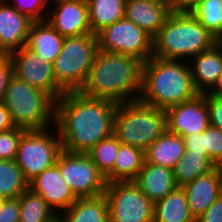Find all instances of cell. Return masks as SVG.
<instances>
[{
    "label": "cell",
    "mask_w": 222,
    "mask_h": 222,
    "mask_svg": "<svg viewBox=\"0 0 222 222\" xmlns=\"http://www.w3.org/2000/svg\"><path fill=\"white\" fill-rule=\"evenodd\" d=\"M63 222H109V207L104 194L77 198L66 210L59 213Z\"/></svg>",
    "instance_id": "23"
},
{
    "label": "cell",
    "mask_w": 222,
    "mask_h": 222,
    "mask_svg": "<svg viewBox=\"0 0 222 222\" xmlns=\"http://www.w3.org/2000/svg\"><path fill=\"white\" fill-rule=\"evenodd\" d=\"M144 163L145 151L120 143L113 170L105 177L107 183L134 181Z\"/></svg>",
    "instance_id": "25"
},
{
    "label": "cell",
    "mask_w": 222,
    "mask_h": 222,
    "mask_svg": "<svg viewBox=\"0 0 222 222\" xmlns=\"http://www.w3.org/2000/svg\"><path fill=\"white\" fill-rule=\"evenodd\" d=\"M13 76V67L8 55H0V102H3L5 91L10 78Z\"/></svg>",
    "instance_id": "37"
},
{
    "label": "cell",
    "mask_w": 222,
    "mask_h": 222,
    "mask_svg": "<svg viewBox=\"0 0 222 222\" xmlns=\"http://www.w3.org/2000/svg\"><path fill=\"white\" fill-rule=\"evenodd\" d=\"M28 188L29 182L16 161L0 159V195L6 199L18 198Z\"/></svg>",
    "instance_id": "29"
},
{
    "label": "cell",
    "mask_w": 222,
    "mask_h": 222,
    "mask_svg": "<svg viewBox=\"0 0 222 222\" xmlns=\"http://www.w3.org/2000/svg\"><path fill=\"white\" fill-rule=\"evenodd\" d=\"M29 188L44 198L47 204L58 214L68 209L77 197L61 177L59 167L55 164L29 182ZM59 210L57 212V210Z\"/></svg>",
    "instance_id": "16"
},
{
    "label": "cell",
    "mask_w": 222,
    "mask_h": 222,
    "mask_svg": "<svg viewBox=\"0 0 222 222\" xmlns=\"http://www.w3.org/2000/svg\"><path fill=\"white\" fill-rule=\"evenodd\" d=\"M20 203L19 197L6 199L0 206V222H19Z\"/></svg>",
    "instance_id": "36"
},
{
    "label": "cell",
    "mask_w": 222,
    "mask_h": 222,
    "mask_svg": "<svg viewBox=\"0 0 222 222\" xmlns=\"http://www.w3.org/2000/svg\"><path fill=\"white\" fill-rule=\"evenodd\" d=\"M208 94H212L217 97H222V73L220 74L217 82L215 83L214 87L210 89Z\"/></svg>",
    "instance_id": "42"
},
{
    "label": "cell",
    "mask_w": 222,
    "mask_h": 222,
    "mask_svg": "<svg viewBox=\"0 0 222 222\" xmlns=\"http://www.w3.org/2000/svg\"><path fill=\"white\" fill-rule=\"evenodd\" d=\"M120 142L112 134L99 141L87 154L91 157L98 170L106 177L114 167V161L118 153Z\"/></svg>",
    "instance_id": "31"
},
{
    "label": "cell",
    "mask_w": 222,
    "mask_h": 222,
    "mask_svg": "<svg viewBox=\"0 0 222 222\" xmlns=\"http://www.w3.org/2000/svg\"><path fill=\"white\" fill-rule=\"evenodd\" d=\"M171 11L170 0H126L124 17L154 37Z\"/></svg>",
    "instance_id": "18"
},
{
    "label": "cell",
    "mask_w": 222,
    "mask_h": 222,
    "mask_svg": "<svg viewBox=\"0 0 222 222\" xmlns=\"http://www.w3.org/2000/svg\"><path fill=\"white\" fill-rule=\"evenodd\" d=\"M182 188L186 193L190 213L196 220L222 194V167L217 166L211 172L197 177Z\"/></svg>",
    "instance_id": "17"
},
{
    "label": "cell",
    "mask_w": 222,
    "mask_h": 222,
    "mask_svg": "<svg viewBox=\"0 0 222 222\" xmlns=\"http://www.w3.org/2000/svg\"><path fill=\"white\" fill-rule=\"evenodd\" d=\"M13 67V75L31 87L48 93L55 101L64 93L56 84L52 63L26 45L8 55Z\"/></svg>",
    "instance_id": "12"
},
{
    "label": "cell",
    "mask_w": 222,
    "mask_h": 222,
    "mask_svg": "<svg viewBox=\"0 0 222 222\" xmlns=\"http://www.w3.org/2000/svg\"><path fill=\"white\" fill-rule=\"evenodd\" d=\"M99 50L133 56L143 63L153 56V37L125 17L97 34Z\"/></svg>",
    "instance_id": "10"
},
{
    "label": "cell",
    "mask_w": 222,
    "mask_h": 222,
    "mask_svg": "<svg viewBox=\"0 0 222 222\" xmlns=\"http://www.w3.org/2000/svg\"><path fill=\"white\" fill-rule=\"evenodd\" d=\"M3 104L17 128L28 131L47 129L52 123L54 126L55 100L14 75L8 82Z\"/></svg>",
    "instance_id": "6"
},
{
    "label": "cell",
    "mask_w": 222,
    "mask_h": 222,
    "mask_svg": "<svg viewBox=\"0 0 222 222\" xmlns=\"http://www.w3.org/2000/svg\"><path fill=\"white\" fill-rule=\"evenodd\" d=\"M166 130L181 137L202 133L210 126L206 93L165 110Z\"/></svg>",
    "instance_id": "13"
},
{
    "label": "cell",
    "mask_w": 222,
    "mask_h": 222,
    "mask_svg": "<svg viewBox=\"0 0 222 222\" xmlns=\"http://www.w3.org/2000/svg\"><path fill=\"white\" fill-rule=\"evenodd\" d=\"M26 130L14 127L8 131L0 132V159L15 160L19 140Z\"/></svg>",
    "instance_id": "32"
},
{
    "label": "cell",
    "mask_w": 222,
    "mask_h": 222,
    "mask_svg": "<svg viewBox=\"0 0 222 222\" xmlns=\"http://www.w3.org/2000/svg\"><path fill=\"white\" fill-rule=\"evenodd\" d=\"M142 65L143 62L133 56L99 50L79 92L117 104L139 99Z\"/></svg>",
    "instance_id": "2"
},
{
    "label": "cell",
    "mask_w": 222,
    "mask_h": 222,
    "mask_svg": "<svg viewBox=\"0 0 222 222\" xmlns=\"http://www.w3.org/2000/svg\"><path fill=\"white\" fill-rule=\"evenodd\" d=\"M203 0H170L173 11H189Z\"/></svg>",
    "instance_id": "41"
},
{
    "label": "cell",
    "mask_w": 222,
    "mask_h": 222,
    "mask_svg": "<svg viewBox=\"0 0 222 222\" xmlns=\"http://www.w3.org/2000/svg\"><path fill=\"white\" fill-rule=\"evenodd\" d=\"M116 108L117 103L110 100L88 97L79 91L64 92L55 101L53 128L58 131L63 150L87 153L111 136Z\"/></svg>",
    "instance_id": "1"
},
{
    "label": "cell",
    "mask_w": 222,
    "mask_h": 222,
    "mask_svg": "<svg viewBox=\"0 0 222 222\" xmlns=\"http://www.w3.org/2000/svg\"><path fill=\"white\" fill-rule=\"evenodd\" d=\"M48 222H63L62 218L60 217L59 214H57L55 217H53L50 221Z\"/></svg>",
    "instance_id": "43"
},
{
    "label": "cell",
    "mask_w": 222,
    "mask_h": 222,
    "mask_svg": "<svg viewBox=\"0 0 222 222\" xmlns=\"http://www.w3.org/2000/svg\"><path fill=\"white\" fill-rule=\"evenodd\" d=\"M197 95L188 61L152 56L143 63L139 97L142 102L166 110Z\"/></svg>",
    "instance_id": "3"
},
{
    "label": "cell",
    "mask_w": 222,
    "mask_h": 222,
    "mask_svg": "<svg viewBox=\"0 0 222 222\" xmlns=\"http://www.w3.org/2000/svg\"><path fill=\"white\" fill-rule=\"evenodd\" d=\"M64 39L47 20L36 21L31 25L26 46L42 60L53 63L61 51Z\"/></svg>",
    "instance_id": "21"
},
{
    "label": "cell",
    "mask_w": 222,
    "mask_h": 222,
    "mask_svg": "<svg viewBox=\"0 0 222 222\" xmlns=\"http://www.w3.org/2000/svg\"><path fill=\"white\" fill-rule=\"evenodd\" d=\"M56 165L61 177L77 198L104 194L107 181L87 153H71L62 150Z\"/></svg>",
    "instance_id": "11"
},
{
    "label": "cell",
    "mask_w": 222,
    "mask_h": 222,
    "mask_svg": "<svg viewBox=\"0 0 222 222\" xmlns=\"http://www.w3.org/2000/svg\"><path fill=\"white\" fill-rule=\"evenodd\" d=\"M104 195L109 222H153L154 203L134 181L109 182Z\"/></svg>",
    "instance_id": "9"
},
{
    "label": "cell",
    "mask_w": 222,
    "mask_h": 222,
    "mask_svg": "<svg viewBox=\"0 0 222 222\" xmlns=\"http://www.w3.org/2000/svg\"><path fill=\"white\" fill-rule=\"evenodd\" d=\"M52 1L56 7L46 20L60 35L71 37L92 34L87 0Z\"/></svg>",
    "instance_id": "14"
},
{
    "label": "cell",
    "mask_w": 222,
    "mask_h": 222,
    "mask_svg": "<svg viewBox=\"0 0 222 222\" xmlns=\"http://www.w3.org/2000/svg\"><path fill=\"white\" fill-rule=\"evenodd\" d=\"M210 125L222 131V97L206 93Z\"/></svg>",
    "instance_id": "35"
},
{
    "label": "cell",
    "mask_w": 222,
    "mask_h": 222,
    "mask_svg": "<svg viewBox=\"0 0 222 222\" xmlns=\"http://www.w3.org/2000/svg\"><path fill=\"white\" fill-rule=\"evenodd\" d=\"M87 3L93 35L125 16L126 0H87Z\"/></svg>",
    "instance_id": "26"
},
{
    "label": "cell",
    "mask_w": 222,
    "mask_h": 222,
    "mask_svg": "<svg viewBox=\"0 0 222 222\" xmlns=\"http://www.w3.org/2000/svg\"><path fill=\"white\" fill-rule=\"evenodd\" d=\"M188 12L216 38L222 36V0H203Z\"/></svg>",
    "instance_id": "30"
},
{
    "label": "cell",
    "mask_w": 222,
    "mask_h": 222,
    "mask_svg": "<svg viewBox=\"0 0 222 222\" xmlns=\"http://www.w3.org/2000/svg\"><path fill=\"white\" fill-rule=\"evenodd\" d=\"M19 203V222H48L57 215L44 198L30 188L19 196Z\"/></svg>",
    "instance_id": "28"
},
{
    "label": "cell",
    "mask_w": 222,
    "mask_h": 222,
    "mask_svg": "<svg viewBox=\"0 0 222 222\" xmlns=\"http://www.w3.org/2000/svg\"><path fill=\"white\" fill-rule=\"evenodd\" d=\"M49 129L25 131L19 140L15 161L28 182L55 165L63 150L58 131Z\"/></svg>",
    "instance_id": "8"
},
{
    "label": "cell",
    "mask_w": 222,
    "mask_h": 222,
    "mask_svg": "<svg viewBox=\"0 0 222 222\" xmlns=\"http://www.w3.org/2000/svg\"><path fill=\"white\" fill-rule=\"evenodd\" d=\"M153 222H196L191 215L186 193L177 187L154 203Z\"/></svg>",
    "instance_id": "24"
},
{
    "label": "cell",
    "mask_w": 222,
    "mask_h": 222,
    "mask_svg": "<svg viewBox=\"0 0 222 222\" xmlns=\"http://www.w3.org/2000/svg\"><path fill=\"white\" fill-rule=\"evenodd\" d=\"M216 44L218 45V47L221 49L222 51V36L216 38Z\"/></svg>",
    "instance_id": "44"
},
{
    "label": "cell",
    "mask_w": 222,
    "mask_h": 222,
    "mask_svg": "<svg viewBox=\"0 0 222 222\" xmlns=\"http://www.w3.org/2000/svg\"><path fill=\"white\" fill-rule=\"evenodd\" d=\"M184 140L185 151L191 153L206 154L205 148V131L202 133H194L189 136L182 137Z\"/></svg>",
    "instance_id": "38"
},
{
    "label": "cell",
    "mask_w": 222,
    "mask_h": 222,
    "mask_svg": "<svg viewBox=\"0 0 222 222\" xmlns=\"http://www.w3.org/2000/svg\"><path fill=\"white\" fill-rule=\"evenodd\" d=\"M0 0V55H9L27 44L34 22L9 4Z\"/></svg>",
    "instance_id": "15"
},
{
    "label": "cell",
    "mask_w": 222,
    "mask_h": 222,
    "mask_svg": "<svg viewBox=\"0 0 222 222\" xmlns=\"http://www.w3.org/2000/svg\"><path fill=\"white\" fill-rule=\"evenodd\" d=\"M14 127L9 111L3 102H0V132L8 131Z\"/></svg>",
    "instance_id": "40"
},
{
    "label": "cell",
    "mask_w": 222,
    "mask_h": 222,
    "mask_svg": "<svg viewBox=\"0 0 222 222\" xmlns=\"http://www.w3.org/2000/svg\"><path fill=\"white\" fill-rule=\"evenodd\" d=\"M165 130V110L140 99L117 104L113 135L121 144L145 151Z\"/></svg>",
    "instance_id": "5"
},
{
    "label": "cell",
    "mask_w": 222,
    "mask_h": 222,
    "mask_svg": "<svg viewBox=\"0 0 222 222\" xmlns=\"http://www.w3.org/2000/svg\"><path fill=\"white\" fill-rule=\"evenodd\" d=\"M205 148L206 155L222 167V131L210 125L205 130Z\"/></svg>",
    "instance_id": "34"
},
{
    "label": "cell",
    "mask_w": 222,
    "mask_h": 222,
    "mask_svg": "<svg viewBox=\"0 0 222 222\" xmlns=\"http://www.w3.org/2000/svg\"><path fill=\"white\" fill-rule=\"evenodd\" d=\"M185 153L181 136L165 130L145 150V162L173 169Z\"/></svg>",
    "instance_id": "22"
},
{
    "label": "cell",
    "mask_w": 222,
    "mask_h": 222,
    "mask_svg": "<svg viewBox=\"0 0 222 222\" xmlns=\"http://www.w3.org/2000/svg\"><path fill=\"white\" fill-rule=\"evenodd\" d=\"M196 222H222V194Z\"/></svg>",
    "instance_id": "39"
},
{
    "label": "cell",
    "mask_w": 222,
    "mask_h": 222,
    "mask_svg": "<svg viewBox=\"0 0 222 222\" xmlns=\"http://www.w3.org/2000/svg\"><path fill=\"white\" fill-rule=\"evenodd\" d=\"M98 51L97 35L65 37L61 51L52 63L56 84L64 92L79 91Z\"/></svg>",
    "instance_id": "7"
},
{
    "label": "cell",
    "mask_w": 222,
    "mask_h": 222,
    "mask_svg": "<svg viewBox=\"0 0 222 222\" xmlns=\"http://www.w3.org/2000/svg\"><path fill=\"white\" fill-rule=\"evenodd\" d=\"M216 167L208 155L185 151L173 168L175 183L177 187H183L197 177L211 172Z\"/></svg>",
    "instance_id": "27"
},
{
    "label": "cell",
    "mask_w": 222,
    "mask_h": 222,
    "mask_svg": "<svg viewBox=\"0 0 222 222\" xmlns=\"http://www.w3.org/2000/svg\"><path fill=\"white\" fill-rule=\"evenodd\" d=\"M134 183L153 203L163 199L177 188L173 169L146 162Z\"/></svg>",
    "instance_id": "20"
},
{
    "label": "cell",
    "mask_w": 222,
    "mask_h": 222,
    "mask_svg": "<svg viewBox=\"0 0 222 222\" xmlns=\"http://www.w3.org/2000/svg\"><path fill=\"white\" fill-rule=\"evenodd\" d=\"M192 80L199 94L208 93L222 73V51L215 44L209 50L203 51L189 61Z\"/></svg>",
    "instance_id": "19"
},
{
    "label": "cell",
    "mask_w": 222,
    "mask_h": 222,
    "mask_svg": "<svg viewBox=\"0 0 222 222\" xmlns=\"http://www.w3.org/2000/svg\"><path fill=\"white\" fill-rule=\"evenodd\" d=\"M51 0H13L9 4L21 14L28 16L34 22L45 21L47 19L46 11ZM48 3V4H47ZM46 7V8H45ZM44 13V14H43Z\"/></svg>",
    "instance_id": "33"
},
{
    "label": "cell",
    "mask_w": 222,
    "mask_h": 222,
    "mask_svg": "<svg viewBox=\"0 0 222 222\" xmlns=\"http://www.w3.org/2000/svg\"><path fill=\"white\" fill-rule=\"evenodd\" d=\"M6 200L3 196L0 195V206L3 204V202Z\"/></svg>",
    "instance_id": "45"
},
{
    "label": "cell",
    "mask_w": 222,
    "mask_h": 222,
    "mask_svg": "<svg viewBox=\"0 0 222 222\" xmlns=\"http://www.w3.org/2000/svg\"><path fill=\"white\" fill-rule=\"evenodd\" d=\"M216 44V37L188 11H171L153 37V56L189 61Z\"/></svg>",
    "instance_id": "4"
}]
</instances>
